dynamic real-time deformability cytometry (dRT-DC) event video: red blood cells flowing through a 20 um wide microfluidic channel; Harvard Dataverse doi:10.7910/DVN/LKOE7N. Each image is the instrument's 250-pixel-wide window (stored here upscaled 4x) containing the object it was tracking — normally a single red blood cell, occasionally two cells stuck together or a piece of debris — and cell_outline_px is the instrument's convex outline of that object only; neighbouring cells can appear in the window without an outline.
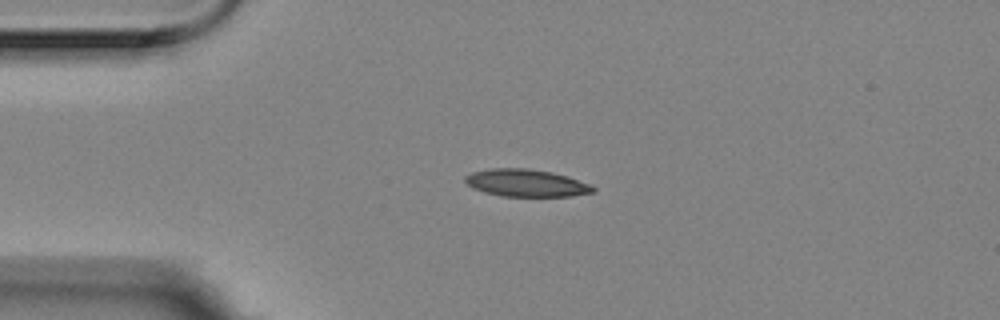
{"species": "Egyptian fruit bat (a non-hibernating species)", "species_latin": "Rousettus aegyptiacus", "temperature_condition": "room temperature", "stored_images_in_passage": 44, "camera_frame_rate_fps": 3000, "um_per_image_px": 0.085, "animal": {"sex": "female"}, "frame": {"image": 1, "passage_image": 1, "time_ms": 0.0, "image_size_px": [1000, 320], "cell_outline_px": [[596, 192], [572, 196], [500, 196], [484, 192], [468, 184], [464, 180], [464, 176], [472, 172], [492, 168], [528, 168], [552, 172], [568, 176], [588, 184], [596, 188]], "centroid_in_image_um": [44.74, 15.55], "position_along_channel_um": 40.3, "area_um2": 20.35}}
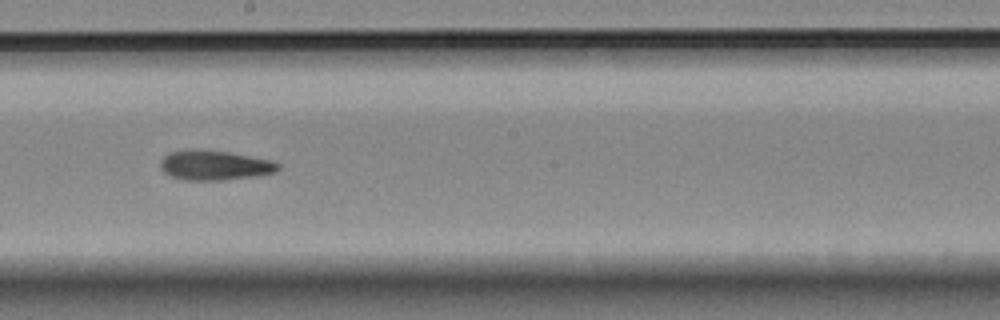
{"frame": {"image": 2, "passage_image": 19, "time_ms": 6.0, "image_size_px": [1000, 320], "cell_outline_px": [[280, 168], [276, 172], [256, 176], [224, 180], [184, 180], [172, 176], [164, 172], [160, 168], [160, 160], [164, 156], [172, 152], [188, 148], [192, 148], [228, 152], [272, 160], [280, 164]], "centroid_in_image_um": [18.24, 14.04], "position_along_channel_um": 230.0, "area_um2": 20.58}}
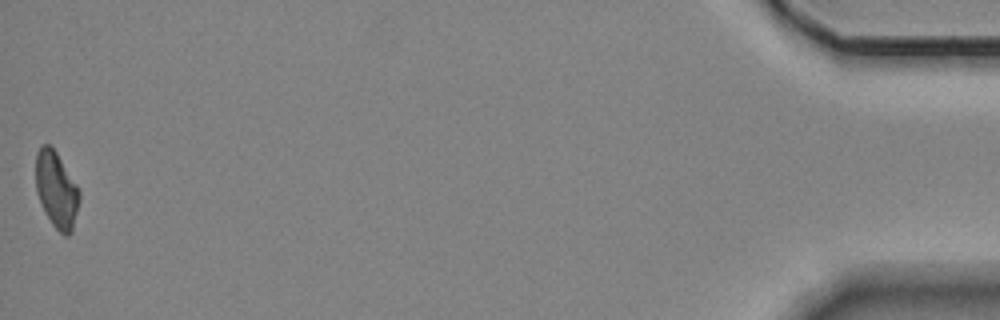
{"frame": {"image": 3, "passage_image": 44, "time_ms": 14.333, "image_size_px": [1000, 320], "cell_outline_px": [[80, 200], [72, 232], [68, 236], [64, 236], [52, 224], [36, 192], [36, 152], [40, 144], [48, 144], [56, 152], [76, 184], [80, 192]], "centroid_in_image_um": [4.8, 16.13], "position_along_channel_um": 430.4, "area_um2": 19.19}, "authors_computed_cell_mechanics": {"area_um2": 20.2011, "velocity_mm_per_s": 3.5553, "shape_relaxation_time_tau1_ms": 6.0648, "shape_relaxation_time_tau2_ms": 4.795, "deformation_change_tau1": 0.1655, "deformation_change_tau2": 0.1179}}